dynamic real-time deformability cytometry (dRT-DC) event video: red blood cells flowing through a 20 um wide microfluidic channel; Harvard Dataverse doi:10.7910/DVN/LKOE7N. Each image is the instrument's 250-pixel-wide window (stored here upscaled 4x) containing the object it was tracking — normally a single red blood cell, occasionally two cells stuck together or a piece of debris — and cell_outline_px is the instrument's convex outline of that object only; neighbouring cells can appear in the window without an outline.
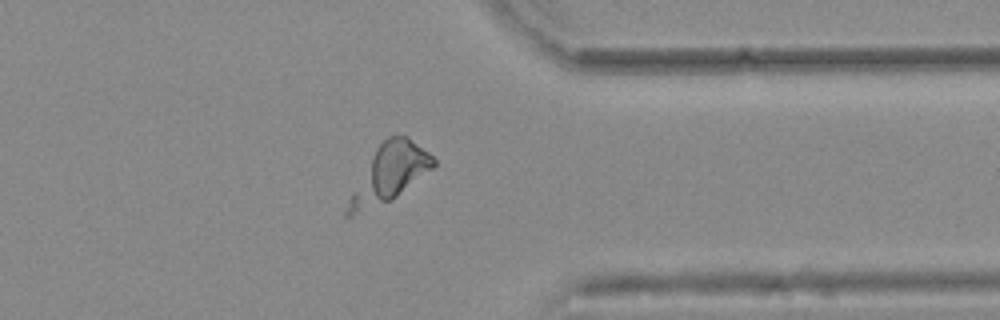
{"species": "common noctule bat (a hibernating species)", "species_latin": "Nyctalus noctula", "temperature_condition": "warm", "stored_images_in_passage": 49, "camera_frame_rate_fps": 3000, "um_per_image_px": 0.085, "animal": {"sex": "female", "body_mass_g": 25.1}, "frame": {"image": 1, "passage_image": 44, "time_ms": 14.333, "image_size_px": [1000, 320], "cell_outline_px": [[436, 164], [432, 168], [392, 200], [352, 216], [344, 216], [344, 212], [348, 200], [352, 192], [376, 148], [388, 136], [408, 136], [428, 152], [436, 160]], "centroid_in_image_um": [33.07, 14.75], "position_along_channel_um": 378.3, "area_um2": 27.69}}